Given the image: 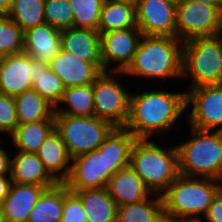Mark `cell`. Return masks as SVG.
<instances>
[{
    "instance_id": "cell-1",
    "label": "cell",
    "mask_w": 222,
    "mask_h": 222,
    "mask_svg": "<svg viewBox=\"0 0 222 222\" xmlns=\"http://www.w3.org/2000/svg\"><path fill=\"white\" fill-rule=\"evenodd\" d=\"M186 110V91L131 93L129 116L124 128L137 139H151L150 136L170 131Z\"/></svg>"
},
{
    "instance_id": "cell-2",
    "label": "cell",
    "mask_w": 222,
    "mask_h": 222,
    "mask_svg": "<svg viewBox=\"0 0 222 222\" xmlns=\"http://www.w3.org/2000/svg\"><path fill=\"white\" fill-rule=\"evenodd\" d=\"M221 191L222 181L179 175L161 195L166 222L202 221Z\"/></svg>"
},
{
    "instance_id": "cell-3",
    "label": "cell",
    "mask_w": 222,
    "mask_h": 222,
    "mask_svg": "<svg viewBox=\"0 0 222 222\" xmlns=\"http://www.w3.org/2000/svg\"><path fill=\"white\" fill-rule=\"evenodd\" d=\"M183 42L177 37L142 36L122 75L155 79L182 78Z\"/></svg>"
},
{
    "instance_id": "cell-4",
    "label": "cell",
    "mask_w": 222,
    "mask_h": 222,
    "mask_svg": "<svg viewBox=\"0 0 222 222\" xmlns=\"http://www.w3.org/2000/svg\"><path fill=\"white\" fill-rule=\"evenodd\" d=\"M160 146L152 139H137L129 163L146 188L159 196L180 175L177 147L174 145L164 149Z\"/></svg>"
},
{
    "instance_id": "cell-5",
    "label": "cell",
    "mask_w": 222,
    "mask_h": 222,
    "mask_svg": "<svg viewBox=\"0 0 222 222\" xmlns=\"http://www.w3.org/2000/svg\"><path fill=\"white\" fill-rule=\"evenodd\" d=\"M189 129L190 139L176 145L180 175L222 181V132Z\"/></svg>"
},
{
    "instance_id": "cell-6",
    "label": "cell",
    "mask_w": 222,
    "mask_h": 222,
    "mask_svg": "<svg viewBox=\"0 0 222 222\" xmlns=\"http://www.w3.org/2000/svg\"><path fill=\"white\" fill-rule=\"evenodd\" d=\"M182 77L189 88L222 84V36L199 37L183 42Z\"/></svg>"
},
{
    "instance_id": "cell-7",
    "label": "cell",
    "mask_w": 222,
    "mask_h": 222,
    "mask_svg": "<svg viewBox=\"0 0 222 222\" xmlns=\"http://www.w3.org/2000/svg\"><path fill=\"white\" fill-rule=\"evenodd\" d=\"M55 130L60 134L71 158L97 150L115 128L95 116L54 114Z\"/></svg>"
},
{
    "instance_id": "cell-8",
    "label": "cell",
    "mask_w": 222,
    "mask_h": 222,
    "mask_svg": "<svg viewBox=\"0 0 222 222\" xmlns=\"http://www.w3.org/2000/svg\"><path fill=\"white\" fill-rule=\"evenodd\" d=\"M122 72L105 71L93 83L94 116L114 127H124L129 116L130 93L118 77Z\"/></svg>"
},
{
    "instance_id": "cell-9",
    "label": "cell",
    "mask_w": 222,
    "mask_h": 222,
    "mask_svg": "<svg viewBox=\"0 0 222 222\" xmlns=\"http://www.w3.org/2000/svg\"><path fill=\"white\" fill-rule=\"evenodd\" d=\"M222 32V12L215 6L181 0L176 7V37L182 42Z\"/></svg>"
},
{
    "instance_id": "cell-10",
    "label": "cell",
    "mask_w": 222,
    "mask_h": 222,
    "mask_svg": "<svg viewBox=\"0 0 222 222\" xmlns=\"http://www.w3.org/2000/svg\"><path fill=\"white\" fill-rule=\"evenodd\" d=\"M186 104L188 108L193 105L190 113L186 114L188 126L222 132V84L186 90Z\"/></svg>"
},
{
    "instance_id": "cell-11",
    "label": "cell",
    "mask_w": 222,
    "mask_h": 222,
    "mask_svg": "<svg viewBox=\"0 0 222 222\" xmlns=\"http://www.w3.org/2000/svg\"><path fill=\"white\" fill-rule=\"evenodd\" d=\"M142 36L138 27L100 34L101 60L104 72H123L132 62ZM110 65L113 66L112 69H109Z\"/></svg>"
},
{
    "instance_id": "cell-12",
    "label": "cell",
    "mask_w": 222,
    "mask_h": 222,
    "mask_svg": "<svg viewBox=\"0 0 222 222\" xmlns=\"http://www.w3.org/2000/svg\"><path fill=\"white\" fill-rule=\"evenodd\" d=\"M176 7L170 0H138L136 22L142 35L176 37Z\"/></svg>"
},
{
    "instance_id": "cell-13",
    "label": "cell",
    "mask_w": 222,
    "mask_h": 222,
    "mask_svg": "<svg viewBox=\"0 0 222 222\" xmlns=\"http://www.w3.org/2000/svg\"><path fill=\"white\" fill-rule=\"evenodd\" d=\"M113 174L106 170L103 153L97 150L72 159L71 170L64 184L69 190L106 188Z\"/></svg>"
},
{
    "instance_id": "cell-14",
    "label": "cell",
    "mask_w": 222,
    "mask_h": 222,
    "mask_svg": "<svg viewBox=\"0 0 222 222\" xmlns=\"http://www.w3.org/2000/svg\"><path fill=\"white\" fill-rule=\"evenodd\" d=\"M49 68L60 77L65 88L93 84L104 72L103 64L85 62L62 49L51 60Z\"/></svg>"
},
{
    "instance_id": "cell-15",
    "label": "cell",
    "mask_w": 222,
    "mask_h": 222,
    "mask_svg": "<svg viewBox=\"0 0 222 222\" xmlns=\"http://www.w3.org/2000/svg\"><path fill=\"white\" fill-rule=\"evenodd\" d=\"M33 58L22 52L0 57V93L15 97L32 88Z\"/></svg>"
},
{
    "instance_id": "cell-16",
    "label": "cell",
    "mask_w": 222,
    "mask_h": 222,
    "mask_svg": "<svg viewBox=\"0 0 222 222\" xmlns=\"http://www.w3.org/2000/svg\"><path fill=\"white\" fill-rule=\"evenodd\" d=\"M46 186L11 183L8 195L0 203L6 222H28L29 215Z\"/></svg>"
},
{
    "instance_id": "cell-17",
    "label": "cell",
    "mask_w": 222,
    "mask_h": 222,
    "mask_svg": "<svg viewBox=\"0 0 222 222\" xmlns=\"http://www.w3.org/2000/svg\"><path fill=\"white\" fill-rule=\"evenodd\" d=\"M61 49V30L47 23L24 32L23 52L34 60L49 64Z\"/></svg>"
},
{
    "instance_id": "cell-18",
    "label": "cell",
    "mask_w": 222,
    "mask_h": 222,
    "mask_svg": "<svg viewBox=\"0 0 222 222\" xmlns=\"http://www.w3.org/2000/svg\"><path fill=\"white\" fill-rule=\"evenodd\" d=\"M61 49L92 64H102L100 33L88 28L61 30Z\"/></svg>"
},
{
    "instance_id": "cell-19",
    "label": "cell",
    "mask_w": 222,
    "mask_h": 222,
    "mask_svg": "<svg viewBox=\"0 0 222 222\" xmlns=\"http://www.w3.org/2000/svg\"><path fill=\"white\" fill-rule=\"evenodd\" d=\"M106 189L117 207L138 203L153 195L130 166L115 173L108 181Z\"/></svg>"
},
{
    "instance_id": "cell-20",
    "label": "cell",
    "mask_w": 222,
    "mask_h": 222,
    "mask_svg": "<svg viewBox=\"0 0 222 222\" xmlns=\"http://www.w3.org/2000/svg\"><path fill=\"white\" fill-rule=\"evenodd\" d=\"M36 154L48 173L58 183H64L70 174L72 158L55 129L48 135Z\"/></svg>"
},
{
    "instance_id": "cell-21",
    "label": "cell",
    "mask_w": 222,
    "mask_h": 222,
    "mask_svg": "<svg viewBox=\"0 0 222 222\" xmlns=\"http://www.w3.org/2000/svg\"><path fill=\"white\" fill-rule=\"evenodd\" d=\"M137 138L124 127H115L97 149L103 153L106 161V170L113 175L119 170L127 168L130 163V154Z\"/></svg>"
},
{
    "instance_id": "cell-22",
    "label": "cell",
    "mask_w": 222,
    "mask_h": 222,
    "mask_svg": "<svg viewBox=\"0 0 222 222\" xmlns=\"http://www.w3.org/2000/svg\"><path fill=\"white\" fill-rule=\"evenodd\" d=\"M10 178L12 183L55 186L58 182L48 173L36 153L18 151L12 158Z\"/></svg>"
},
{
    "instance_id": "cell-23",
    "label": "cell",
    "mask_w": 222,
    "mask_h": 222,
    "mask_svg": "<svg viewBox=\"0 0 222 222\" xmlns=\"http://www.w3.org/2000/svg\"><path fill=\"white\" fill-rule=\"evenodd\" d=\"M70 191L80 199L87 222H117V204L106 188Z\"/></svg>"
},
{
    "instance_id": "cell-24",
    "label": "cell",
    "mask_w": 222,
    "mask_h": 222,
    "mask_svg": "<svg viewBox=\"0 0 222 222\" xmlns=\"http://www.w3.org/2000/svg\"><path fill=\"white\" fill-rule=\"evenodd\" d=\"M18 125L55 120V107L32 88L14 97Z\"/></svg>"
},
{
    "instance_id": "cell-25",
    "label": "cell",
    "mask_w": 222,
    "mask_h": 222,
    "mask_svg": "<svg viewBox=\"0 0 222 222\" xmlns=\"http://www.w3.org/2000/svg\"><path fill=\"white\" fill-rule=\"evenodd\" d=\"M137 27L136 5L129 2L105 0L98 24L100 34Z\"/></svg>"
},
{
    "instance_id": "cell-26",
    "label": "cell",
    "mask_w": 222,
    "mask_h": 222,
    "mask_svg": "<svg viewBox=\"0 0 222 222\" xmlns=\"http://www.w3.org/2000/svg\"><path fill=\"white\" fill-rule=\"evenodd\" d=\"M55 129V120H41L19 124L11 134V144L18 151L36 153L48 135Z\"/></svg>"
},
{
    "instance_id": "cell-27",
    "label": "cell",
    "mask_w": 222,
    "mask_h": 222,
    "mask_svg": "<svg viewBox=\"0 0 222 222\" xmlns=\"http://www.w3.org/2000/svg\"><path fill=\"white\" fill-rule=\"evenodd\" d=\"M31 79L32 89L56 108L63 98L65 87L60 77L49 68V64L33 59Z\"/></svg>"
},
{
    "instance_id": "cell-28",
    "label": "cell",
    "mask_w": 222,
    "mask_h": 222,
    "mask_svg": "<svg viewBox=\"0 0 222 222\" xmlns=\"http://www.w3.org/2000/svg\"><path fill=\"white\" fill-rule=\"evenodd\" d=\"M117 207V222H166L161 196ZM154 197V198H153Z\"/></svg>"
},
{
    "instance_id": "cell-29",
    "label": "cell",
    "mask_w": 222,
    "mask_h": 222,
    "mask_svg": "<svg viewBox=\"0 0 222 222\" xmlns=\"http://www.w3.org/2000/svg\"><path fill=\"white\" fill-rule=\"evenodd\" d=\"M54 114L81 117L94 116L93 84L65 88L63 98L55 108Z\"/></svg>"
},
{
    "instance_id": "cell-30",
    "label": "cell",
    "mask_w": 222,
    "mask_h": 222,
    "mask_svg": "<svg viewBox=\"0 0 222 222\" xmlns=\"http://www.w3.org/2000/svg\"><path fill=\"white\" fill-rule=\"evenodd\" d=\"M63 214V183L47 188L30 212L28 222H60Z\"/></svg>"
},
{
    "instance_id": "cell-31",
    "label": "cell",
    "mask_w": 222,
    "mask_h": 222,
    "mask_svg": "<svg viewBox=\"0 0 222 222\" xmlns=\"http://www.w3.org/2000/svg\"><path fill=\"white\" fill-rule=\"evenodd\" d=\"M44 4L45 0H13L7 16L26 32L46 23Z\"/></svg>"
},
{
    "instance_id": "cell-32",
    "label": "cell",
    "mask_w": 222,
    "mask_h": 222,
    "mask_svg": "<svg viewBox=\"0 0 222 222\" xmlns=\"http://www.w3.org/2000/svg\"><path fill=\"white\" fill-rule=\"evenodd\" d=\"M74 13L73 27L97 30L105 0H69Z\"/></svg>"
},
{
    "instance_id": "cell-33",
    "label": "cell",
    "mask_w": 222,
    "mask_h": 222,
    "mask_svg": "<svg viewBox=\"0 0 222 222\" xmlns=\"http://www.w3.org/2000/svg\"><path fill=\"white\" fill-rule=\"evenodd\" d=\"M24 32L7 15H0V57L23 52Z\"/></svg>"
},
{
    "instance_id": "cell-34",
    "label": "cell",
    "mask_w": 222,
    "mask_h": 222,
    "mask_svg": "<svg viewBox=\"0 0 222 222\" xmlns=\"http://www.w3.org/2000/svg\"><path fill=\"white\" fill-rule=\"evenodd\" d=\"M45 22L60 30L73 27L74 13L69 0H45Z\"/></svg>"
},
{
    "instance_id": "cell-35",
    "label": "cell",
    "mask_w": 222,
    "mask_h": 222,
    "mask_svg": "<svg viewBox=\"0 0 222 222\" xmlns=\"http://www.w3.org/2000/svg\"><path fill=\"white\" fill-rule=\"evenodd\" d=\"M60 222H87L80 199L63 183V214Z\"/></svg>"
},
{
    "instance_id": "cell-36",
    "label": "cell",
    "mask_w": 222,
    "mask_h": 222,
    "mask_svg": "<svg viewBox=\"0 0 222 222\" xmlns=\"http://www.w3.org/2000/svg\"><path fill=\"white\" fill-rule=\"evenodd\" d=\"M17 126L14 97L0 93V132L11 135Z\"/></svg>"
},
{
    "instance_id": "cell-37",
    "label": "cell",
    "mask_w": 222,
    "mask_h": 222,
    "mask_svg": "<svg viewBox=\"0 0 222 222\" xmlns=\"http://www.w3.org/2000/svg\"><path fill=\"white\" fill-rule=\"evenodd\" d=\"M204 217L208 222H222V191L215 197Z\"/></svg>"
},
{
    "instance_id": "cell-38",
    "label": "cell",
    "mask_w": 222,
    "mask_h": 222,
    "mask_svg": "<svg viewBox=\"0 0 222 222\" xmlns=\"http://www.w3.org/2000/svg\"><path fill=\"white\" fill-rule=\"evenodd\" d=\"M12 158H10L8 151L0 147V176H10Z\"/></svg>"
},
{
    "instance_id": "cell-39",
    "label": "cell",
    "mask_w": 222,
    "mask_h": 222,
    "mask_svg": "<svg viewBox=\"0 0 222 222\" xmlns=\"http://www.w3.org/2000/svg\"><path fill=\"white\" fill-rule=\"evenodd\" d=\"M11 183L10 176H0V203L8 195Z\"/></svg>"
},
{
    "instance_id": "cell-40",
    "label": "cell",
    "mask_w": 222,
    "mask_h": 222,
    "mask_svg": "<svg viewBox=\"0 0 222 222\" xmlns=\"http://www.w3.org/2000/svg\"><path fill=\"white\" fill-rule=\"evenodd\" d=\"M13 0H0V15H7Z\"/></svg>"
},
{
    "instance_id": "cell-41",
    "label": "cell",
    "mask_w": 222,
    "mask_h": 222,
    "mask_svg": "<svg viewBox=\"0 0 222 222\" xmlns=\"http://www.w3.org/2000/svg\"><path fill=\"white\" fill-rule=\"evenodd\" d=\"M193 1L215 6L222 12V0H193Z\"/></svg>"
},
{
    "instance_id": "cell-42",
    "label": "cell",
    "mask_w": 222,
    "mask_h": 222,
    "mask_svg": "<svg viewBox=\"0 0 222 222\" xmlns=\"http://www.w3.org/2000/svg\"><path fill=\"white\" fill-rule=\"evenodd\" d=\"M114 1L129 2V3H132V4L136 5L138 0H114Z\"/></svg>"
},
{
    "instance_id": "cell-43",
    "label": "cell",
    "mask_w": 222,
    "mask_h": 222,
    "mask_svg": "<svg viewBox=\"0 0 222 222\" xmlns=\"http://www.w3.org/2000/svg\"><path fill=\"white\" fill-rule=\"evenodd\" d=\"M0 222H6L5 217L3 216L1 210H0Z\"/></svg>"
},
{
    "instance_id": "cell-44",
    "label": "cell",
    "mask_w": 222,
    "mask_h": 222,
    "mask_svg": "<svg viewBox=\"0 0 222 222\" xmlns=\"http://www.w3.org/2000/svg\"><path fill=\"white\" fill-rule=\"evenodd\" d=\"M172 2H174L175 4H178L181 0H170Z\"/></svg>"
},
{
    "instance_id": "cell-45",
    "label": "cell",
    "mask_w": 222,
    "mask_h": 222,
    "mask_svg": "<svg viewBox=\"0 0 222 222\" xmlns=\"http://www.w3.org/2000/svg\"><path fill=\"white\" fill-rule=\"evenodd\" d=\"M176 222H203V221H176Z\"/></svg>"
}]
</instances>
